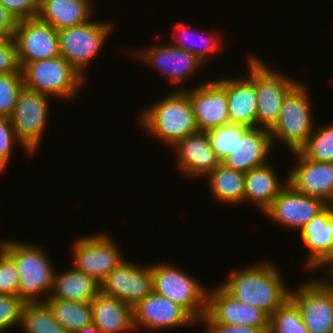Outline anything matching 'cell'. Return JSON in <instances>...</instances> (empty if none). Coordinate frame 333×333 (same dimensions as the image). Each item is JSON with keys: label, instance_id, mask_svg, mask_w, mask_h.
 I'll return each instance as SVG.
<instances>
[{"label": "cell", "instance_id": "cell-1", "mask_svg": "<svg viewBox=\"0 0 333 333\" xmlns=\"http://www.w3.org/2000/svg\"><path fill=\"white\" fill-rule=\"evenodd\" d=\"M271 261L231 270L220 286L235 300L265 311L269 316L288 298L290 288Z\"/></svg>", "mask_w": 333, "mask_h": 333}, {"label": "cell", "instance_id": "cell-2", "mask_svg": "<svg viewBox=\"0 0 333 333\" xmlns=\"http://www.w3.org/2000/svg\"><path fill=\"white\" fill-rule=\"evenodd\" d=\"M141 112L138 117L139 126L166 147L168 145V148L199 131L191 102L181 88L156 100Z\"/></svg>", "mask_w": 333, "mask_h": 333}, {"label": "cell", "instance_id": "cell-3", "mask_svg": "<svg viewBox=\"0 0 333 333\" xmlns=\"http://www.w3.org/2000/svg\"><path fill=\"white\" fill-rule=\"evenodd\" d=\"M46 253L38 244L11 242L8 256L19 273L18 295L24 302L46 301L50 296L56 270Z\"/></svg>", "mask_w": 333, "mask_h": 333}, {"label": "cell", "instance_id": "cell-4", "mask_svg": "<svg viewBox=\"0 0 333 333\" xmlns=\"http://www.w3.org/2000/svg\"><path fill=\"white\" fill-rule=\"evenodd\" d=\"M250 56L246 74L256 84V127L270 130L279 118L284 98L300 81L272 70L258 56Z\"/></svg>", "mask_w": 333, "mask_h": 333}, {"label": "cell", "instance_id": "cell-5", "mask_svg": "<svg viewBox=\"0 0 333 333\" xmlns=\"http://www.w3.org/2000/svg\"><path fill=\"white\" fill-rule=\"evenodd\" d=\"M304 83L300 81L283 100L279 118L269 130L273 147L279 141L291 152L298 151L315 128L312 98Z\"/></svg>", "mask_w": 333, "mask_h": 333}, {"label": "cell", "instance_id": "cell-6", "mask_svg": "<svg viewBox=\"0 0 333 333\" xmlns=\"http://www.w3.org/2000/svg\"><path fill=\"white\" fill-rule=\"evenodd\" d=\"M21 71L26 89L59 99L73 100L87 81L60 55L27 63Z\"/></svg>", "mask_w": 333, "mask_h": 333}, {"label": "cell", "instance_id": "cell-7", "mask_svg": "<svg viewBox=\"0 0 333 333\" xmlns=\"http://www.w3.org/2000/svg\"><path fill=\"white\" fill-rule=\"evenodd\" d=\"M174 263L152 264L153 291L183 307L197 322L206 314L208 289Z\"/></svg>", "mask_w": 333, "mask_h": 333}, {"label": "cell", "instance_id": "cell-8", "mask_svg": "<svg viewBox=\"0 0 333 333\" xmlns=\"http://www.w3.org/2000/svg\"><path fill=\"white\" fill-rule=\"evenodd\" d=\"M114 25L108 21L89 20L79 26L58 30L59 52L86 80L85 71L105 46Z\"/></svg>", "mask_w": 333, "mask_h": 333}, {"label": "cell", "instance_id": "cell-9", "mask_svg": "<svg viewBox=\"0 0 333 333\" xmlns=\"http://www.w3.org/2000/svg\"><path fill=\"white\" fill-rule=\"evenodd\" d=\"M289 299L297 306L309 333L333 331V279L319 277L301 282L289 291Z\"/></svg>", "mask_w": 333, "mask_h": 333}, {"label": "cell", "instance_id": "cell-10", "mask_svg": "<svg viewBox=\"0 0 333 333\" xmlns=\"http://www.w3.org/2000/svg\"><path fill=\"white\" fill-rule=\"evenodd\" d=\"M46 94L31 91L23 87L10 120L15 134L21 142V147L33 156L40 148L41 140L47 127V119L50 116L51 102ZM36 152V153H35Z\"/></svg>", "mask_w": 333, "mask_h": 333}, {"label": "cell", "instance_id": "cell-11", "mask_svg": "<svg viewBox=\"0 0 333 333\" xmlns=\"http://www.w3.org/2000/svg\"><path fill=\"white\" fill-rule=\"evenodd\" d=\"M107 233H94L76 238L72 246L74 268L101 283L125 259L120 246Z\"/></svg>", "mask_w": 333, "mask_h": 333}, {"label": "cell", "instance_id": "cell-12", "mask_svg": "<svg viewBox=\"0 0 333 333\" xmlns=\"http://www.w3.org/2000/svg\"><path fill=\"white\" fill-rule=\"evenodd\" d=\"M214 288L208 289L206 314L199 323L269 328L270 316L265 311L235 300L220 284Z\"/></svg>", "mask_w": 333, "mask_h": 333}, {"label": "cell", "instance_id": "cell-13", "mask_svg": "<svg viewBox=\"0 0 333 333\" xmlns=\"http://www.w3.org/2000/svg\"><path fill=\"white\" fill-rule=\"evenodd\" d=\"M143 266L124 260L100 283V292L134 307L153 292L152 265Z\"/></svg>", "mask_w": 333, "mask_h": 333}, {"label": "cell", "instance_id": "cell-14", "mask_svg": "<svg viewBox=\"0 0 333 333\" xmlns=\"http://www.w3.org/2000/svg\"><path fill=\"white\" fill-rule=\"evenodd\" d=\"M191 102L199 131L207 132L230 123L226 78L207 80L192 89L182 88Z\"/></svg>", "mask_w": 333, "mask_h": 333}, {"label": "cell", "instance_id": "cell-15", "mask_svg": "<svg viewBox=\"0 0 333 333\" xmlns=\"http://www.w3.org/2000/svg\"><path fill=\"white\" fill-rule=\"evenodd\" d=\"M133 323L135 330L153 333L198 324L183 307L154 291L133 307Z\"/></svg>", "mask_w": 333, "mask_h": 333}, {"label": "cell", "instance_id": "cell-16", "mask_svg": "<svg viewBox=\"0 0 333 333\" xmlns=\"http://www.w3.org/2000/svg\"><path fill=\"white\" fill-rule=\"evenodd\" d=\"M13 39L21 68L60 55L58 30L37 18L17 21Z\"/></svg>", "mask_w": 333, "mask_h": 333}, {"label": "cell", "instance_id": "cell-17", "mask_svg": "<svg viewBox=\"0 0 333 333\" xmlns=\"http://www.w3.org/2000/svg\"><path fill=\"white\" fill-rule=\"evenodd\" d=\"M326 205L319 198L298 193L288 184L263 214L272 223L299 232Z\"/></svg>", "mask_w": 333, "mask_h": 333}, {"label": "cell", "instance_id": "cell-18", "mask_svg": "<svg viewBox=\"0 0 333 333\" xmlns=\"http://www.w3.org/2000/svg\"><path fill=\"white\" fill-rule=\"evenodd\" d=\"M147 48L133 51L132 54L137 58L140 57V60L154 67L160 74L167 76V80L174 83L173 86L176 85L178 88L180 87L179 84L182 83L183 85L184 81L186 82V79L188 82L190 76V78H193L196 71L203 66V63L195 55L174 47L168 42L167 45L162 43V45L155 46L154 44Z\"/></svg>", "mask_w": 333, "mask_h": 333}, {"label": "cell", "instance_id": "cell-19", "mask_svg": "<svg viewBox=\"0 0 333 333\" xmlns=\"http://www.w3.org/2000/svg\"><path fill=\"white\" fill-rule=\"evenodd\" d=\"M291 153L296 165L288 172V184L298 193L333 205V163L305 158L299 151Z\"/></svg>", "mask_w": 333, "mask_h": 333}, {"label": "cell", "instance_id": "cell-20", "mask_svg": "<svg viewBox=\"0 0 333 333\" xmlns=\"http://www.w3.org/2000/svg\"><path fill=\"white\" fill-rule=\"evenodd\" d=\"M179 173L188 178H205L221 162L211 147L207 132L198 131L178 141L172 148ZM200 176V177H199Z\"/></svg>", "mask_w": 333, "mask_h": 333}, {"label": "cell", "instance_id": "cell-21", "mask_svg": "<svg viewBox=\"0 0 333 333\" xmlns=\"http://www.w3.org/2000/svg\"><path fill=\"white\" fill-rule=\"evenodd\" d=\"M274 148L268 129L250 128L242 137H238L233 151L222 160L221 164L245 174L267 164Z\"/></svg>", "mask_w": 333, "mask_h": 333}, {"label": "cell", "instance_id": "cell-22", "mask_svg": "<svg viewBox=\"0 0 333 333\" xmlns=\"http://www.w3.org/2000/svg\"><path fill=\"white\" fill-rule=\"evenodd\" d=\"M300 239L308 249L306 268L313 270L330 252L333 244V205L327 204L300 229ZM309 255V256H308Z\"/></svg>", "mask_w": 333, "mask_h": 333}, {"label": "cell", "instance_id": "cell-23", "mask_svg": "<svg viewBox=\"0 0 333 333\" xmlns=\"http://www.w3.org/2000/svg\"><path fill=\"white\" fill-rule=\"evenodd\" d=\"M278 175L270 161L246 172L243 203L251 202L253 206L260 209V213H263L288 185V177H285V181L282 182Z\"/></svg>", "mask_w": 333, "mask_h": 333}, {"label": "cell", "instance_id": "cell-24", "mask_svg": "<svg viewBox=\"0 0 333 333\" xmlns=\"http://www.w3.org/2000/svg\"><path fill=\"white\" fill-rule=\"evenodd\" d=\"M91 0H39L36 18L56 30L79 26L91 20Z\"/></svg>", "mask_w": 333, "mask_h": 333}, {"label": "cell", "instance_id": "cell-25", "mask_svg": "<svg viewBox=\"0 0 333 333\" xmlns=\"http://www.w3.org/2000/svg\"><path fill=\"white\" fill-rule=\"evenodd\" d=\"M244 75L226 78L228 117L230 123L254 128L257 113L256 84L247 74Z\"/></svg>", "mask_w": 333, "mask_h": 333}, {"label": "cell", "instance_id": "cell-26", "mask_svg": "<svg viewBox=\"0 0 333 333\" xmlns=\"http://www.w3.org/2000/svg\"><path fill=\"white\" fill-rule=\"evenodd\" d=\"M93 323L102 333L135 331L133 307L101 292L91 301Z\"/></svg>", "mask_w": 333, "mask_h": 333}, {"label": "cell", "instance_id": "cell-27", "mask_svg": "<svg viewBox=\"0 0 333 333\" xmlns=\"http://www.w3.org/2000/svg\"><path fill=\"white\" fill-rule=\"evenodd\" d=\"M100 293V283L71 266L69 270L54 274L53 286L48 298L91 302Z\"/></svg>", "mask_w": 333, "mask_h": 333}, {"label": "cell", "instance_id": "cell-28", "mask_svg": "<svg viewBox=\"0 0 333 333\" xmlns=\"http://www.w3.org/2000/svg\"><path fill=\"white\" fill-rule=\"evenodd\" d=\"M209 190L217 202L228 206L243 204L244 173L235 171L220 164L206 178Z\"/></svg>", "mask_w": 333, "mask_h": 333}, {"label": "cell", "instance_id": "cell-29", "mask_svg": "<svg viewBox=\"0 0 333 333\" xmlns=\"http://www.w3.org/2000/svg\"><path fill=\"white\" fill-rule=\"evenodd\" d=\"M190 27H191V25H188L186 22H183V21L177 22L174 25V30H172V31L175 35H176V32L177 33L180 32L181 37L178 38V35H176L177 36V39H176L175 35L172 34L171 36H174V38H172L173 44H171V45L192 53L203 64H205V62L207 61V58L208 59H210V57L212 58L211 55H213L215 53L218 54V51L220 52L221 50L222 51L224 50V48L221 46L223 43L222 37L215 36V32L213 31V33H212L211 30L209 32L210 34L208 35V32L204 31L201 33V31L198 29L197 35L202 34L201 36H199V38H201L200 39L201 42H199L200 44L198 43V41L194 42V39H191V38H193L194 35H196L195 34L196 31H194ZM203 36H204V38H203ZM194 43H196V44H194Z\"/></svg>", "mask_w": 333, "mask_h": 333}, {"label": "cell", "instance_id": "cell-30", "mask_svg": "<svg viewBox=\"0 0 333 333\" xmlns=\"http://www.w3.org/2000/svg\"><path fill=\"white\" fill-rule=\"evenodd\" d=\"M46 302L52 309L56 321L70 333L93 323L91 302H76L47 298Z\"/></svg>", "mask_w": 333, "mask_h": 333}, {"label": "cell", "instance_id": "cell-31", "mask_svg": "<svg viewBox=\"0 0 333 333\" xmlns=\"http://www.w3.org/2000/svg\"><path fill=\"white\" fill-rule=\"evenodd\" d=\"M19 327L22 333H70L56 321L46 301L25 302Z\"/></svg>", "mask_w": 333, "mask_h": 333}, {"label": "cell", "instance_id": "cell-32", "mask_svg": "<svg viewBox=\"0 0 333 333\" xmlns=\"http://www.w3.org/2000/svg\"><path fill=\"white\" fill-rule=\"evenodd\" d=\"M315 126L306 143L298 150L305 158L333 163V123Z\"/></svg>", "mask_w": 333, "mask_h": 333}, {"label": "cell", "instance_id": "cell-33", "mask_svg": "<svg viewBox=\"0 0 333 333\" xmlns=\"http://www.w3.org/2000/svg\"><path fill=\"white\" fill-rule=\"evenodd\" d=\"M268 333H309L297 306L288 298L269 319Z\"/></svg>", "mask_w": 333, "mask_h": 333}, {"label": "cell", "instance_id": "cell-34", "mask_svg": "<svg viewBox=\"0 0 333 333\" xmlns=\"http://www.w3.org/2000/svg\"><path fill=\"white\" fill-rule=\"evenodd\" d=\"M249 129L245 125L228 123L207 131L211 147L220 162L233 151L238 137H242Z\"/></svg>", "mask_w": 333, "mask_h": 333}, {"label": "cell", "instance_id": "cell-35", "mask_svg": "<svg viewBox=\"0 0 333 333\" xmlns=\"http://www.w3.org/2000/svg\"><path fill=\"white\" fill-rule=\"evenodd\" d=\"M22 71L19 73H0V116L10 117L18 94L23 89Z\"/></svg>", "mask_w": 333, "mask_h": 333}, {"label": "cell", "instance_id": "cell-36", "mask_svg": "<svg viewBox=\"0 0 333 333\" xmlns=\"http://www.w3.org/2000/svg\"><path fill=\"white\" fill-rule=\"evenodd\" d=\"M24 303L19 295H0V333L20 326Z\"/></svg>", "mask_w": 333, "mask_h": 333}, {"label": "cell", "instance_id": "cell-37", "mask_svg": "<svg viewBox=\"0 0 333 333\" xmlns=\"http://www.w3.org/2000/svg\"><path fill=\"white\" fill-rule=\"evenodd\" d=\"M16 143L21 144L15 134L10 117L0 116V162L5 168H8L10 159H12V150L16 147Z\"/></svg>", "mask_w": 333, "mask_h": 333}, {"label": "cell", "instance_id": "cell-38", "mask_svg": "<svg viewBox=\"0 0 333 333\" xmlns=\"http://www.w3.org/2000/svg\"><path fill=\"white\" fill-rule=\"evenodd\" d=\"M19 283L14 261L8 255L0 259V295H18Z\"/></svg>", "mask_w": 333, "mask_h": 333}, {"label": "cell", "instance_id": "cell-39", "mask_svg": "<svg viewBox=\"0 0 333 333\" xmlns=\"http://www.w3.org/2000/svg\"><path fill=\"white\" fill-rule=\"evenodd\" d=\"M17 45L13 37L0 39V73H19Z\"/></svg>", "mask_w": 333, "mask_h": 333}, {"label": "cell", "instance_id": "cell-40", "mask_svg": "<svg viewBox=\"0 0 333 333\" xmlns=\"http://www.w3.org/2000/svg\"><path fill=\"white\" fill-rule=\"evenodd\" d=\"M16 21L36 18L39 0H0Z\"/></svg>", "mask_w": 333, "mask_h": 333}, {"label": "cell", "instance_id": "cell-41", "mask_svg": "<svg viewBox=\"0 0 333 333\" xmlns=\"http://www.w3.org/2000/svg\"><path fill=\"white\" fill-rule=\"evenodd\" d=\"M204 329L203 333H268L269 330V328L224 324H204Z\"/></svg>", "mask_w": 333, "mask_h": 333}, {"label": "cell", "instance_id": "cell-42", "mask_svg": "<svg viewBox=\"0 0 333 333\" xmlns=\"http://www.w3.org/2000/svg\"><path fill=\"white\" fill-rule=\"evenodd\" d=\"M17 21L0 3V39L13 37Z\"/></svg>", "mask_w": 333, "mask_h": 333}, {"label": "cell", "instance_id": "cell-43", "mask_svg": "<svg viewBox=\"0 0 333 333\" xmlns=\"http://www.w3.org/2000/svg\"><path fill=\"white\" fill-rule=\"evenodd\" d=\"M327 267V268H326ZM328 269L325 273V277H331L333 275V244L328 255L313 269V271H318V269ZM317 269V270H316Z\"/></svg>", "mask_w": 333, "mask_h": 333}, {"label": "cell", "instance_id": "cell-44", "mask_svg": "<svg viewBox=\"0 0 333 333\" xmlns=\"http://www.w3.org/2000/svg\"><path fill=\"white\" fill-rule=\"evenodd\" d=\"M13 241V239H2V241H0V259L6 257L8 255L9 252V248L11 245V242Z\"/></svg>", "mask_w": 333, "mask_h": 333}, {"label": "cell", "instance_id": "cell-45", "mask_svg": "<svg viewBox=\"0 0 333 333\" xmlns=\"http://www.w3.org/2000/svg\"><path fill=\"white\" fill-rule=\"evenodd\" d=\"M76 333H102L94 323L79 329Z\"/></svg>", "mask_w": 333, "mask_h": 333}, {"label": "cell", "instance_id": "cell-46", "mask_svg": "<svg viewBox=\"0 0 333 333\" xmlns=\"http://www.w3.org/2000/svg\"><path fill=\"white\" fill-rule=\"evenodd\" d=\"M4 170H6V168L0 162V173H2Z\"/></svg>", "mask_w": 333, "mask_h": 333}]
</instances>
